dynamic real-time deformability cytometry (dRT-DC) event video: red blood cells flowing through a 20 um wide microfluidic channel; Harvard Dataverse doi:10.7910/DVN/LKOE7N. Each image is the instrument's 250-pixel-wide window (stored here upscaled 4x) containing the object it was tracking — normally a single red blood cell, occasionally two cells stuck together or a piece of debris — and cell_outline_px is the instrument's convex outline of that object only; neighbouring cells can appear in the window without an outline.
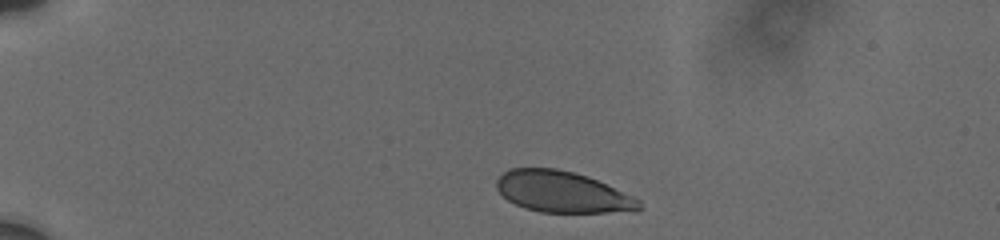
{"species": "human", "species_latin": "Homo sapiens", "temperature_condition": "cold", "stored_images_in_passage": 6, "camera_frame_rate_fps": 3000, "um_per_image_px": 0.085, "donor": {"sex": "male"}, "frame": {"image": 1, "passage_image": 1, "time_ms": 0.0, "image_size_px": [1000, 240], "cell_outline_px": [[644, 208], [636, 212], [540, 212], [524, 208], [508, 200], [496, 188], [496, 180], [504, 172], [512, 168], [556, 168], [588, 176], [632, 196], [640, 200]], "centroid_in_image_um": [47.83, 16.32], "position_along_channel_um": 37.2, "area_um2": 34.22}}
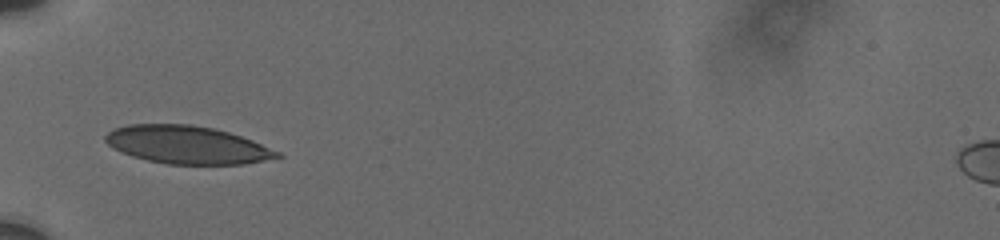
{"frame": {"image": 2, "passage_image": 4, "time_ms": 2.667, "image_size_px": [1000, 240], "cell_outline_px": [[284, 156], [244, 164], [168, 164], [148, 160], [132, 156], [120, 152], [108, 144], [104, 140], [104, 136], [112, 128], [128, 124], [192, 124], [212, 128], [228, 132], [252, 140], [280, 152]], "centroid_in_image_um": [15.87, 12.3], "position_along_channel_um": 69.1, "area_um2": 37.92}}
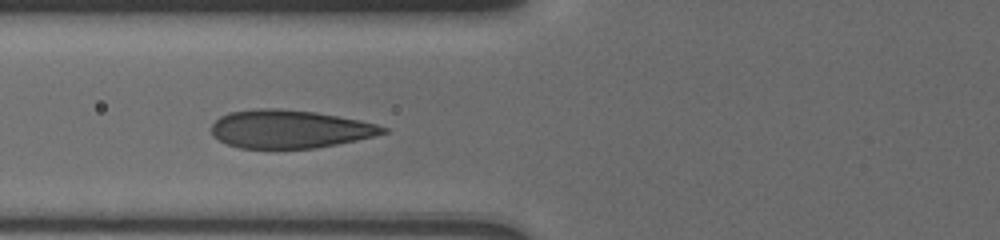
{"frame": {"image": 3, "passage_image": 5, "time_ms": 3.667, "image_size_px": [1000, 240], "cell_outline_px": [[388, 132], [356, 140], [316, 148], [240, 148], [228, 144], [212, 136], [212, 124], [220, 116], [228, 112], [256, 108], [280, 108], [316, 112], [360, 120], [376, 124], [388, 128]], "centroid_in_image_um": [24.6, 10.96], "position_along_channel_um": 101.2, "area_um2": 38.15}}